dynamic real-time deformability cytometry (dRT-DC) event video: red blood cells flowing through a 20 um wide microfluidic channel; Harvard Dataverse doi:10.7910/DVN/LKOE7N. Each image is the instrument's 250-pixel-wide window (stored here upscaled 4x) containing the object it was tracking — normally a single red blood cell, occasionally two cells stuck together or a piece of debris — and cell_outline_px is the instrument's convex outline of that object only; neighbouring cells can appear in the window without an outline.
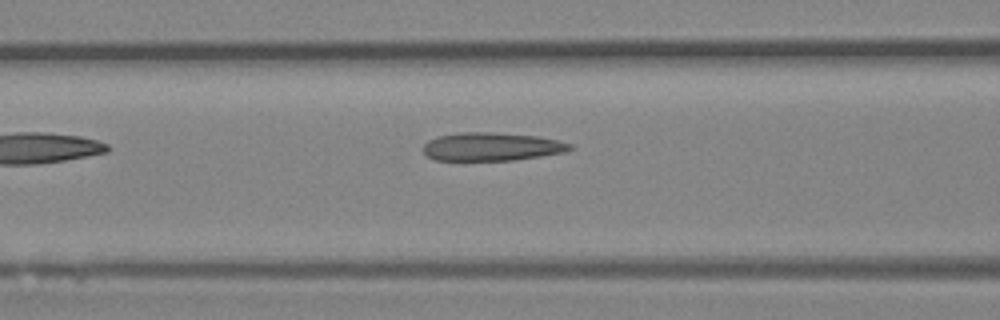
{"species": "Egyptian fruit bat (a non-hibernating species)", "species_latin": "Rousettus aegyptiacus", "temperature_condition": "room temperature", "stored_images_in_passage": 6, "camera_frame_rate_fps": 3000, "um_per_image_px": 0.085, "animal": {"sex": "female"}, "frame": {"image": 1, "passage_image": 6, "time_ms": 1.667, "image_size_px": [1000, 320], "cell_outline_px": [[572, 148], [564, 152], [540, 156], [512, 160], [436, 160], [428, 156], [424, 152], [424, 144], [428, 140], [436, 136], [460, 132], [488, 132], [536, 136], [556, 140], [572, 144]], "centroid_in_image_um": [41.75, 12.46], "position_along_channel_um": 124.8, "area_um2": 23.93}}